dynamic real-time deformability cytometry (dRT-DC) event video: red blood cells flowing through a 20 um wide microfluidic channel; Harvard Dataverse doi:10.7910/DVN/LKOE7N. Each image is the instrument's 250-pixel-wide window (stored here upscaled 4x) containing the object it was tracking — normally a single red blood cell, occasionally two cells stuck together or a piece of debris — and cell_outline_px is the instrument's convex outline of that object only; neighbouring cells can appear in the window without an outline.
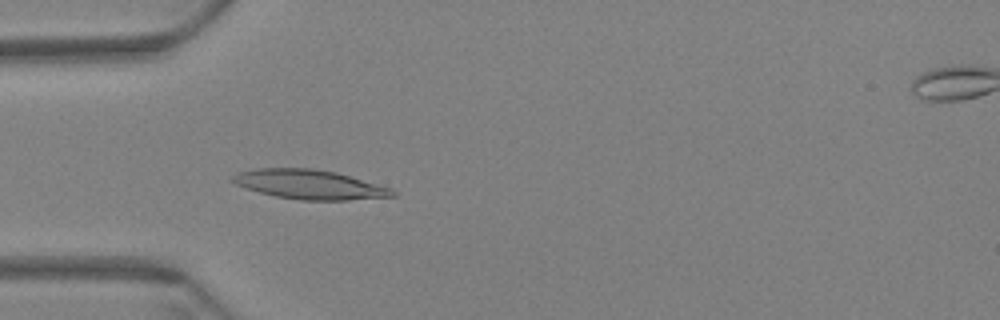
{"species": "Egyptian fruit bat (a non-hibernating species)", "species_latin": "Rousettus aegyptiacus", "temperature_condition": "warm", "stored_images_in_passage": 58, "camera_frame_rate_fps": 3000, "um_per_image_px": 0.085, "animal": {"sex": "female"}, "frame": {"image": 1, "passage_image": 17, "time_ms": 5.333, "image_size_px": [1000, 320], "cell_outline_px": [[396, 196], [348, 200], [300, 200], [276, 196], [260, 192], [236, 184], [228, 180], [232, 176], [240, 172], [260, 168], [312, 168], [336, 172], [392, 188], [396, 192]], "centroid_in_image_um": [26.34, 15.68], "position_along_channel_um": 58.7, "area_um2": 27.22}}
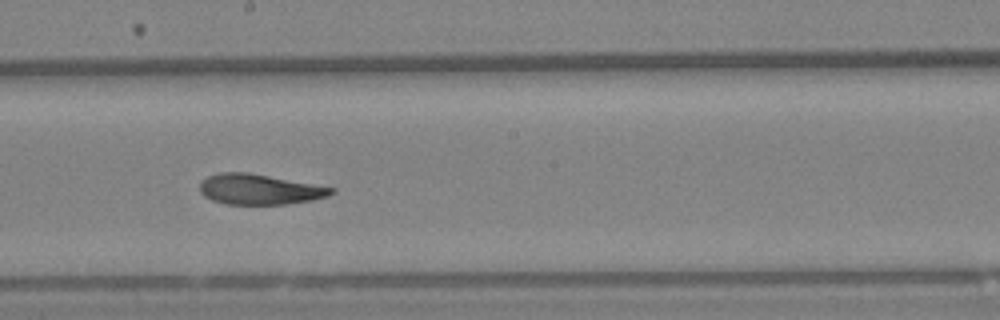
{"frame": {"image": 2, "passage_image": 32, "time_ms": 10.333, "image_size_px": [1000, 320], "cell_outline_px": [[336, 192], [328, 196], [312, 200], [288, 204], [224, 204], [212, 200], [204, 196], [200, 192], [200, 180], [208, 176], [220, 172], [248, 172], [336, 188]], "centroid_in_image_um": [22.05, 16.09], "position_along_channel_um": 226.2, "area_um2": 23.41}}
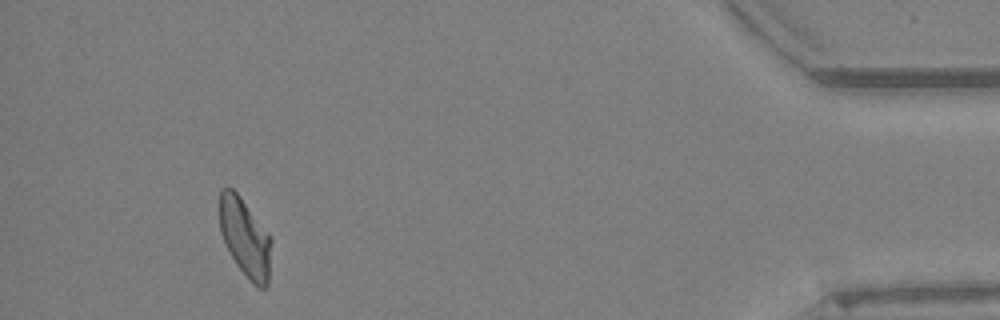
{"frame": {"image": 3, "passage_image": 54, "time_ms": 17.667, "image_size_px": [1000, 320], "cell_outline_px": [[272, 240], [268, 284], [264, 288], [260, 288], [236, 264], [220, 232], [220, 188], [232, 188], [240, 196]], "centroid_in_image_um": [20.83, 20.18], "position_along_channel_um": 414.4, "area_um2": 22.89}, "authors_computed_cell_mechanics": {"area_um2": 24.5072, "velocity_mm_per_s": 3.4483, "shape_relaxation_time_tau1_ms": null, "shape_relaxation_time_tau2_ms": 3.8822, "deformation_change_tau1": null, "deformation_change_tau2": 0.0868}}